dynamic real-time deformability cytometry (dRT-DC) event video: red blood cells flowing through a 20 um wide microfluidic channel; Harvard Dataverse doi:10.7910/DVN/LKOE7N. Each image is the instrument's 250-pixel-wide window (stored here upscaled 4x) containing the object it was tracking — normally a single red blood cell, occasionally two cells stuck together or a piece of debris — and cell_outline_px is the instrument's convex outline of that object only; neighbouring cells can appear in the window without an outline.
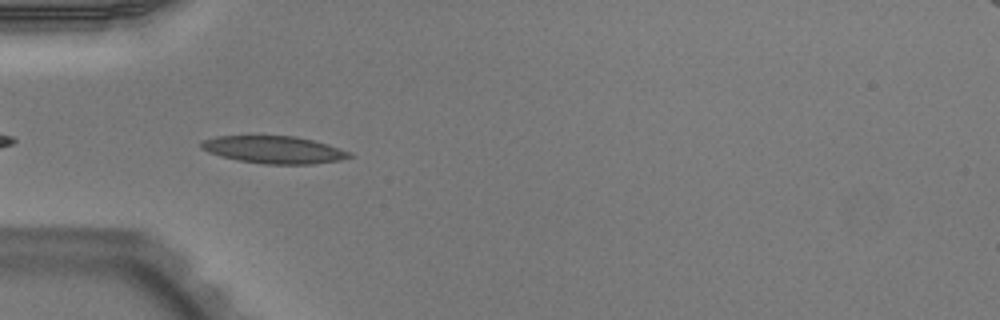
{"species": "Egyptian fruit bat (a non-hibernating species)", "species_latin": "Rousettus aegyptiacus", "temperature_condition": "warm", "stored_images_in_passage": 24, "camera_frame_rate_fps": 3000, "um_per_image_px": 0.085, "animal": {"sex": "male"}, "frame": {"image": 1, "passage_image": 2, "time_ms": 0.333, "image_size_px": [1000, 320], "cell_outline_px": [[356, 156], [340, 160], [312, 164], [264, 164], [240, 160], [220, 156], [208, 152], [200, 148], [200, 144], [204, 140], [216, 136], [296, 136], [312, 140], [352, 152]], "centroid_in_image_um": [23.31, 12.73], "position_along_channel_um": 61.7, "area_um2": 23.58}}
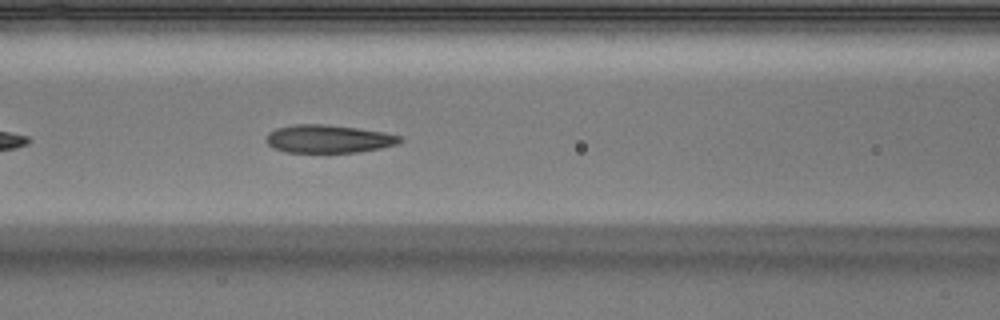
{"frame": {"image": 2, "passage_image": 8, "time_ms": 2.333, "image_size_px": [1000, 320], "cell_outline_px": [[404, 140], [396, 144], [380, 148], [356, 152], [288, 152], [276, 148], [268, 144], [268, 132], [276, 128], [296, 124], [324, 124], [356, 128], [384, 132], [404, 136]], "centroid_in_image_um": [27.98, 11.79], "position_along_channel_um": 138.6, "area_um2": 21.62}}
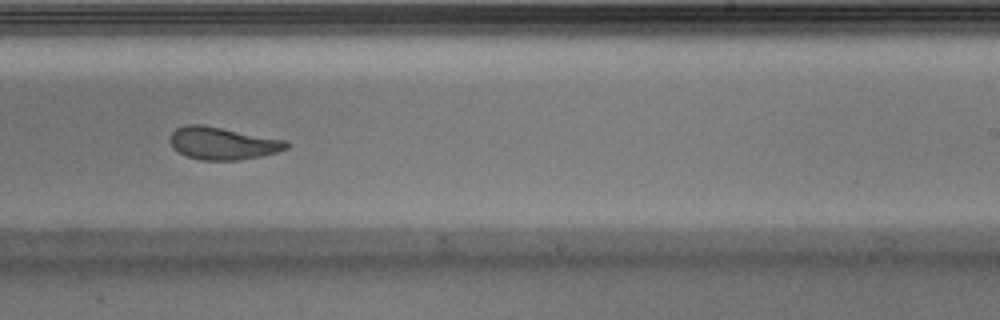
{"frame": {"image": 3, "passage_image": 18, "time_ms": 5.667, "image_size_px": [1000, 320], "cell_outline_px": [[288, 148], [276, 152], [260, 156], [240, 160], [200, 160], [188, 156], [172, 148], [168, 140], [172, 132], [176, 128], [188, 124], [200, 124], [284, 140], [288, 144]], "centroid_in_image_um": [18.86, 12.18], "position_along_channel_um": 270.1, "area_um2": 21.73}}